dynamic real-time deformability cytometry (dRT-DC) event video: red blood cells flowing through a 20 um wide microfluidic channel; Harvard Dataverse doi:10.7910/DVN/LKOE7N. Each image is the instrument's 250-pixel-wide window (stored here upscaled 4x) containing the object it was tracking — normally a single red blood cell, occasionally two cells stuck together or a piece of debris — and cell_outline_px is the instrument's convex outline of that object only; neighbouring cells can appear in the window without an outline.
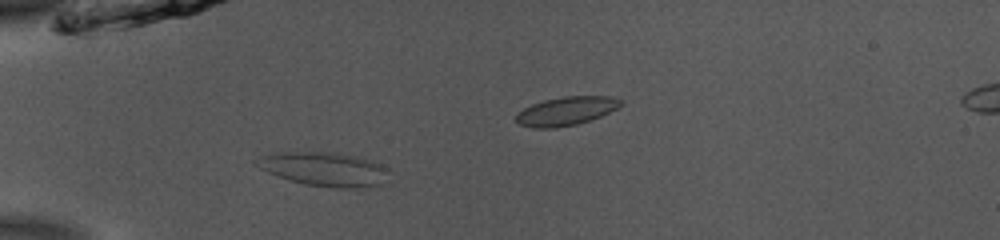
{"species": "common noctule bat (a hibernating species)", "species_latin": "Nyctalus noctula", "temperature_condition": "room temperature", "stored_images_in_passage": 9, "camera_frame_rate_fps": 3000, "um_per_image_px": 0.085, "animal": {"sex": "male", "body_mass_g": 13.0, "forearm_length_mm": 53.1}, "frame": {"image": 1, "passage_image": 6, "time_ms": 1.667, "image_size_px": [1000, 240], "cell_outline_px": [[388, 168], [384, 184], [360, 188], [336, 188], [304, 184], [268, 172], [260, 168], [252, 160], [264, 156], [284, 152], [332, 152], [360, 156], [372, 160]], "centroid_in_image_um": [27.63, 14.37], "position_along_channel_um": 57.4, "area_um2": 26.07}}